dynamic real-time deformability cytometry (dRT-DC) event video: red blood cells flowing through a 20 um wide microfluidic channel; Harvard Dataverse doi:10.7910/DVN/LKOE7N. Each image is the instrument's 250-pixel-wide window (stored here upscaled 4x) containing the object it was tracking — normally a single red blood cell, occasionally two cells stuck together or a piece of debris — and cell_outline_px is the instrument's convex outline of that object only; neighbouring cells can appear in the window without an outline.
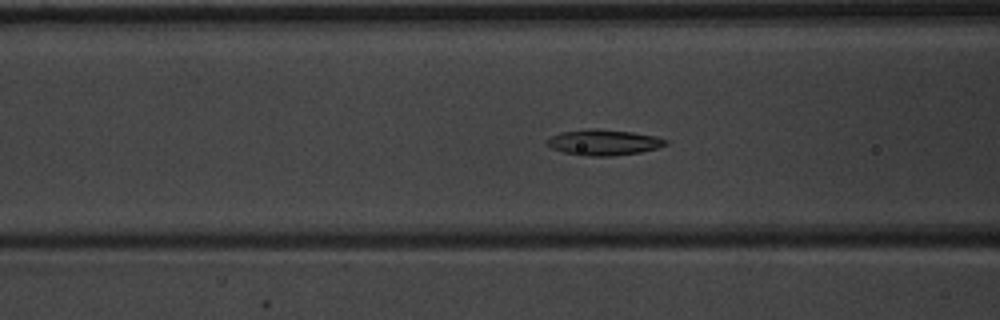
{"species": "common noctule bat (a hibernating species)", "species_latin": "Nyctalus noctula", "temperature_condition": "warm", "stored_images_in_passage": 42, "camera_frame_rate_fps": 3000, "um_per_image_px": 0.085, "animal": {"sex": "male", "body_mass_g": 20.1, "forearm_length_mm": 53.5}, "frame": {"image": 1, "passage_image": 11, "time_ms": 3.333, "image_size_px": [1000, 320], "cell_outline_px": [[668, 144], [656, 148], [640, 152], [612, 156], [584, 156], [564, 152], [552, 148], [548, 144], [548, 140], [552, 136], [560, 132], [592, 128], [596, 128], [632, 132], [656, 136], [668, 140]], "centroid_in_image_um": [51.34, 12.1], "position_along_channel_um": 115.3, "area_um2": 17.69}}
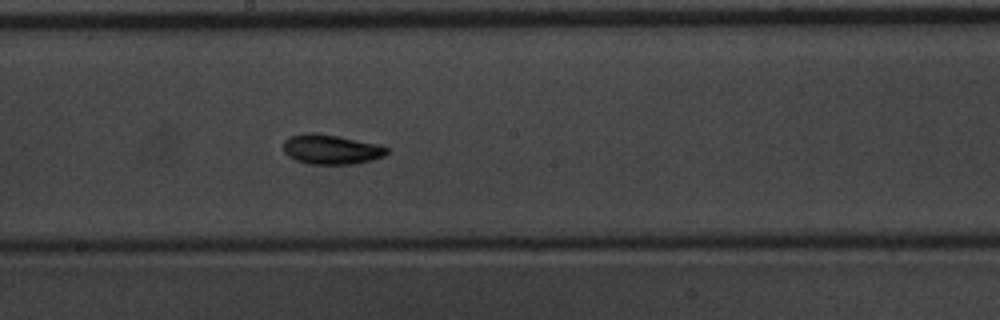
{"frame": {"image": 2, "passage_image": 19, "time_ms": 6.0, "image_size_px": [1000, 320], "cell_outline_px": [[388, 152], [384, 156], [372, 160], [352, 164], [308, 164], [296, 160], [288, 156], [284, 152], [284, 140], [288, 136], [308, 132], [312, 132], [336, 136], [380, 144], [388, 148]], "centroid_in_image_um": [28.14, 12.69], "position_along_channel_um": 220.1, "area_um2": 17.98}}
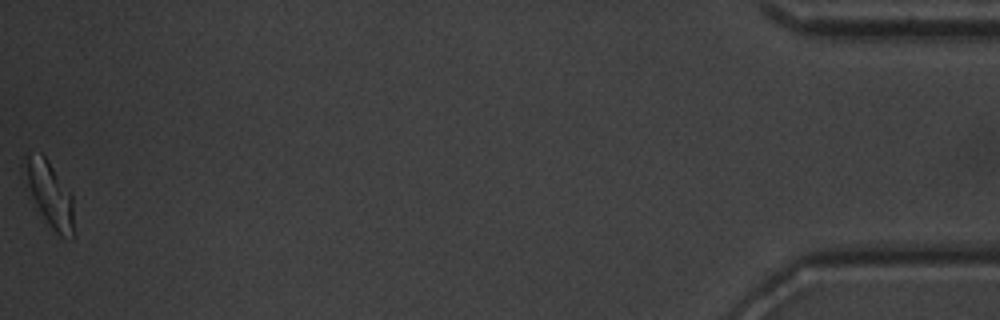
{"frame": {"image": 3, "passage_image": 42, "time_ms": 13.667, "image_size_px": [1000, 320], "cell_outline_px": [[76, 236], [72, 240], [60, 236], [48, 224], [36, 204], [32, 196], [20, 168], [20, 164], [24, 156], [40, 152], [48, 160], [72, 192]], "centroid_in_image_um": [4.25, 16.5], "position_along_channel_um": 430.9, "area_um2": 19.42}, "authors_computed_cell_mechanics": {"area_um2": 17.34, "velocity_mm_per_s": 3.9271, "shape_relaxation_time_tau1_ms": 3.4792, "shape_relaxation_time_tau2_ms": 3.8996, "deformation_change_tau1": 0.1172, "deformation_change_tau2": 0.0898}}